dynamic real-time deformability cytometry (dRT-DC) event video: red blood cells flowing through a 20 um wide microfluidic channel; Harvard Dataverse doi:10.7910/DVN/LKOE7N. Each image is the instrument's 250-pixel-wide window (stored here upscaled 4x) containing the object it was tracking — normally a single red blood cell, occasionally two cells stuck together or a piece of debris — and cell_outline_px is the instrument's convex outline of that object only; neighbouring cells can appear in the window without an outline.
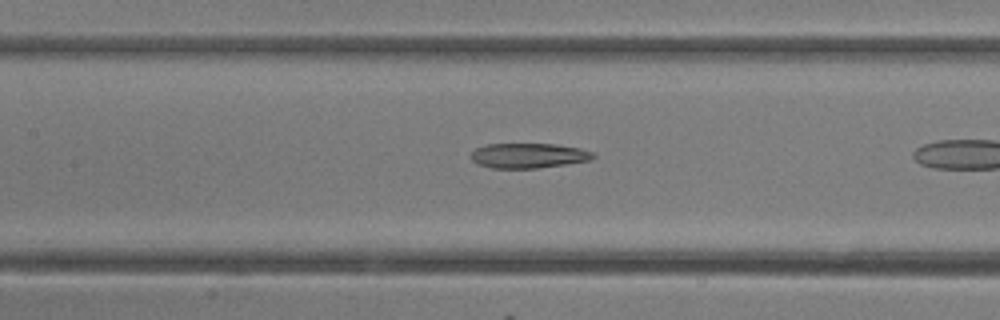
{"species": "common noctule bat (a hibernating species)", "species_latin": "Nyctalus noctula", "temperature_condition": "room temperature", "stored_images_in_passage": 11, "camera_frame_rate_fps": 3000, "um_per_image_px": 0.085, "animal": {"sex": "female"}, "frame": {"image": 1, "passage_image": 8, "time_ms": 2.333, "image_size_px": [1000, 320], "cell_outline_px": [[596, 156], [592, 160], [536, 168], [492, 168], [476, 164], [472, 160], [472, 152], [476, 148], [488, 144], [556, 144], [580, 148], [592, 152]], "centroid_in_image_um": [44.93, 13.22], "position_along_channel_um": 162.5, "area_um2": 17.69}}
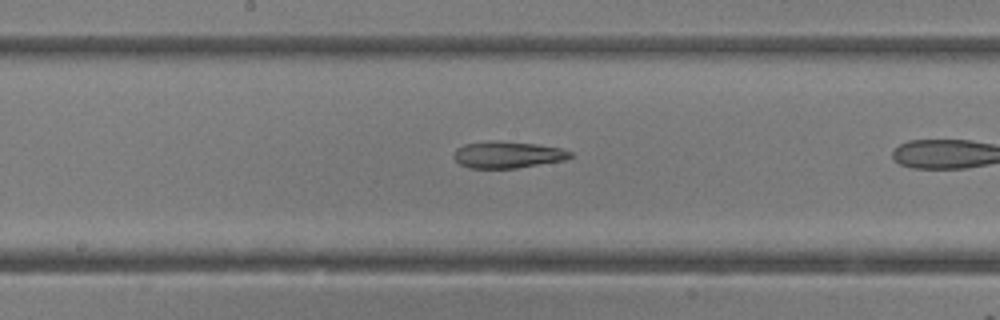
{"frame": {"image": 2, "passage_image": 10, "time_ms": 3.0, "image_size_px": [1000, 320], "cell_outline_px": [[572, 156], [564, 160], [516, 168], [468, 168], [460, 164], [452, 156], [452, 152], [456, 148], [464, 144], [488, 140], [500, 140], [536, 144], [560, 148], [572, 152]], "centroid_in_image_um": [43.08, 13.13], "position_along_channel_um": 205.1, "area_um2": 18.32}}